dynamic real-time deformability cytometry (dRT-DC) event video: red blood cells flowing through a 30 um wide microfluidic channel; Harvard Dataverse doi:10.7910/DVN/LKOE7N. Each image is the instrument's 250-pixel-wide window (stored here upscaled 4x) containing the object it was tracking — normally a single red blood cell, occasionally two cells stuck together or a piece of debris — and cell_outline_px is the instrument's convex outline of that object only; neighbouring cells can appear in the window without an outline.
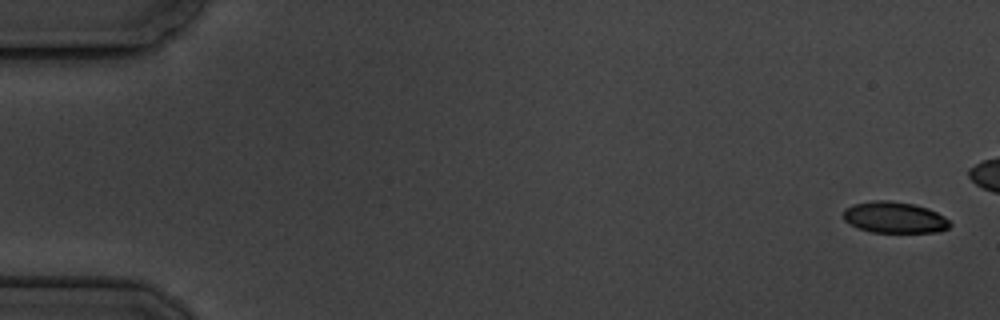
{"species": "common noctule bat (a hibernating species)", "species_latin": "Nyctalus noctula", "temperature_condition": "cold", "stored_images_in_passage": 6, "camera_frame_rate_fps": 3000, "um_per_image_px": 0.085, "animal": {"sex": "male", "body_mass_g": 19.5, "forearm_length_mm": 54.6}, "frame": {"image": 1, "passage_image": 1, "time_ms": 0.0, "image_size_px": [1000, 320], "cell_outline_px": [[952, 224], [948, 228], [940, 232], [872, 232], [856, 228], [844, 220], [844, 208], [852, 204], [872, 200], [888, 200], [912, 204], [928, 208], [944, 216]], "centroid_in_image_um": [76.01, 18.48], "position_along_channel_um": 9.0, "area_um2": 19.54}}